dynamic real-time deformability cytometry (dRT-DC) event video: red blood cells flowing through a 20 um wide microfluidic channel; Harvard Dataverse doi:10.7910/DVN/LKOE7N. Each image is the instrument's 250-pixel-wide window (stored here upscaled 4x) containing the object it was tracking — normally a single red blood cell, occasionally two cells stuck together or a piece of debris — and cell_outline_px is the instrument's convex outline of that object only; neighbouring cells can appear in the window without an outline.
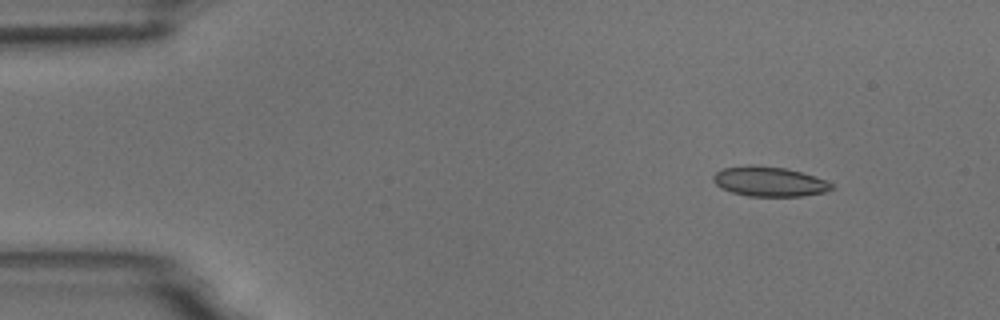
{"species": "common noctule bat (a hibernating species)", "species_latin": "Nyctalus noctula", "temperature_condition": "room temperature", "stored_images_in_passage": 4, "camera_frame_rate_fps": 3000, "um_per_image_px": 0.085, "animal": {"sex": "male", "body_mass_g": 18.8}, "frame": {"image": 1, "passage_image": 2, "time_ms": 1.0, "image_size_px": [1000, 320], "cell_outline_px": [[832, 188], [824, 192], [804, 196], [748, 196], [732, 192], [716, 184], [712, 180], [712, 176], [716, 172], [724, 168], [784, 168], [800, 172], [824, 180], [832, 184]], "centroid_in_image_um": [65.41, 15.48], "position_along_channel_um": 19.6, "area_um2": 19.36}}
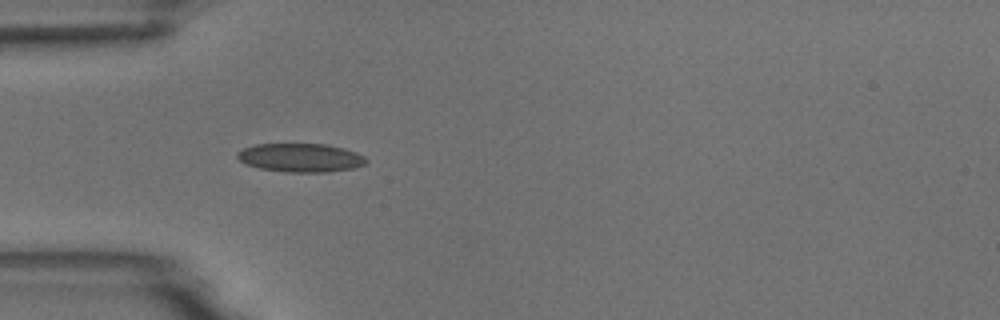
{"frame": {"image": 2, "passage_image": 4, "time_ms": 4.333, "image_size_px": [1000, 320], "cell_outline_px": [[368, 160], [364, 164], [352, 168], [328, 172], [284, 172], [260, 168], [244, 164], [236, 156], [236, 152], [244, 148], [256, 144], [324, 144], [344, 148], [356, 152], [364, 156]], "centroid_in_image_um": [25.53, 13.4], "position_along_channel_um": 59.5, "area_um2": 21.5}}